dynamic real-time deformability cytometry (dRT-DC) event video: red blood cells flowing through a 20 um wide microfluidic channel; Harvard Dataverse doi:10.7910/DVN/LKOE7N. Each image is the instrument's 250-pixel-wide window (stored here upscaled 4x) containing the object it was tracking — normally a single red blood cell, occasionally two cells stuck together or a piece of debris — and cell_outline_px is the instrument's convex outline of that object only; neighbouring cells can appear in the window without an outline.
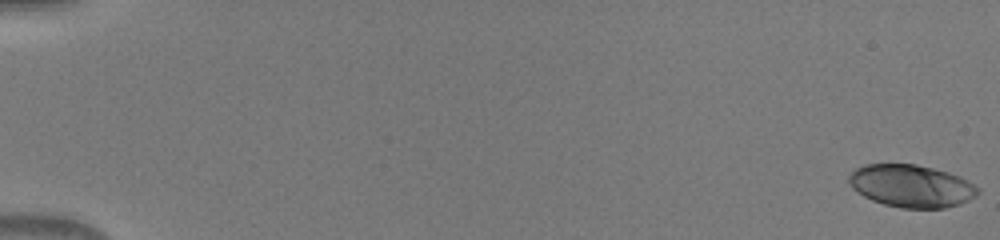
{"species": "human", "species_latin": "Homo sapiens", "temperature_condition": "warm", "stored_images_in_passage": 51, "camera_frame_rate_fps": 3000, "um_per_image_px": 0.085, "donor": {"sex": "male"}, "frame": {"image": 1, "passage_image": 1, "time_ms": 0.0, "image_size_px": [1000, 240], "cell_outline_px": [[980, 192], [976, 196], [960, 204], [944, 208], [900, 208], [884, 204], [872, 200], [864, 196], [852, 188], [848, 180], [848, 176], [856, 168], [864, 164], [916, 164], [948, 172], [960, 176], [968, 180], [980, 188]], "centroid_in_image_um": [77.48, 15.81], "position_along_channel_um": 7.5, "area_um2": 32.08}}
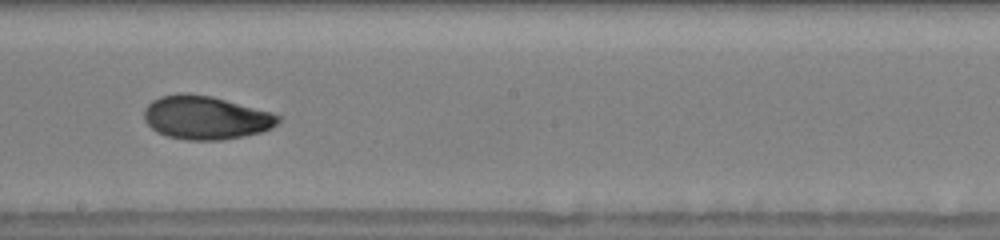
{"frame": {"image": 2, "passage_image": 31, "time_ms": 10.0, "image_size_px": [1000, 240], "cell_outline_px": [[280, 120], [272, 128], [260, 132], [244, 136], [220, 140], [184, 140], [168, 136], [156, 132], [144, 120], [144, 108], [152, 100], [160, 96], [176, 92], [188, 92], [212, 96], [272, 112], [280, 116]], "centroid_in_image_um": [17.46, 9.98], "position_along_channel_um": 230.7, "area_um2": 34.28}}
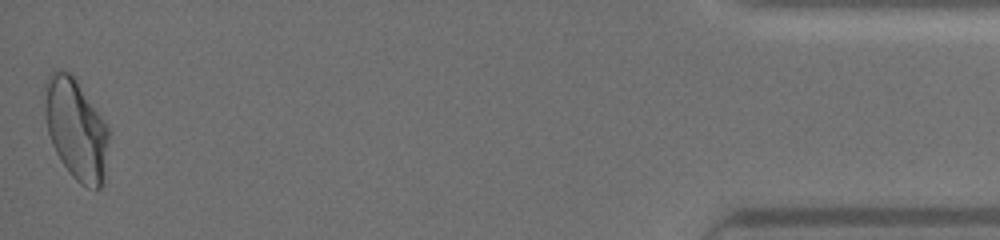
{"frame": {"image": 3, "passage_image": 51, "time_ms": 16.667, "image_size_px": [1000, 240], "cell_outline_px": [[108, 136], [104, 184], [100, 188], [88, 188], [80, 184], [68, 172], [60, 160], [52, 144], [48, 132], [44, 116], [44, 84], [48, 76], [56, 68], [68, 72], [76, 76], [104, 120], [108, 128]], "centroid_in_image_um": [6.44, 10.94], "position_along_channel_um": 428.8, "area_um2": 38.21}}